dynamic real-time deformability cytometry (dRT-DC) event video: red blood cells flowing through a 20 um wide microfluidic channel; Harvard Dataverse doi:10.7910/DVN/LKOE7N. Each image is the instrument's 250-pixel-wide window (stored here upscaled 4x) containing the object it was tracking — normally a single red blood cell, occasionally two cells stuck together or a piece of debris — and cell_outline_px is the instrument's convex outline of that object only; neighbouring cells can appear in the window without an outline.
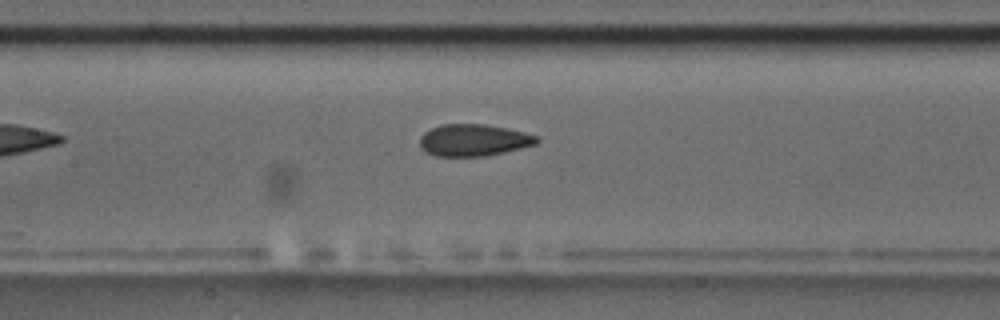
{"species": "common noctule bat (a hibernating species)", "species_latin": "Nyctalus noctula", "temperature_condition": "room temperature", "stored_images_in_passage": 20, "camera_frame_rate_fps": 3000, "um_per_image_px": 0.085, "animal": {"sex": "male", "body_mass_g": 17.5, "forearm_length_mm": 52.3}, "frame": {"image": 1, "passage_image": 9, "time_ms": 2.667, "image_size_px": [1000, 320], "cell_outline_px": [[540, 140], [536, 144], [504, 152], [484, 156], [436, 156], [424, 152], [420, 148], [420, 136], [424, 132], [440, 124], [484, 124], [508, 128], [540, 136]], "centroid_in_image_um": [40.25, 11.91], "position_along_channel_um": 167.1, "area_um2": 21.91}}